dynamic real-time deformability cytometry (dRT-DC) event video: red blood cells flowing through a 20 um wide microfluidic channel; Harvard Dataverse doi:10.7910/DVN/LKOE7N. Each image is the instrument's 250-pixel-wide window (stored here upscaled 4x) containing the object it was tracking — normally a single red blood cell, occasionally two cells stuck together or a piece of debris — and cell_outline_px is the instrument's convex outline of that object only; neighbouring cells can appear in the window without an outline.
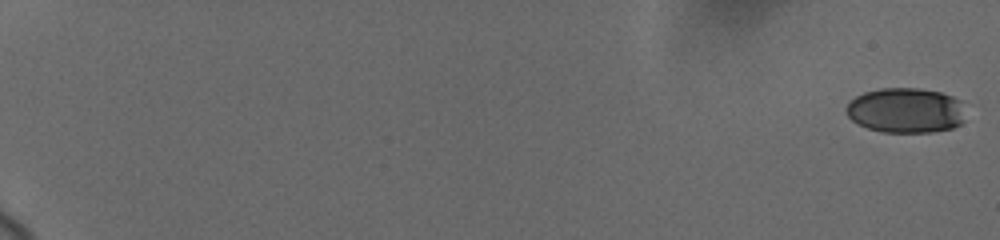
{"species": "human", "species_latin": "Homo sapiens", "temperature_condition": "cold", "stored_images_in_passage": 27, "camera_frame_rate_fps": 3000, "um_per_image_px": 0.085, "donor": {"sex": "female"}, "frame": {"image": 1, "passage_image": 1, "time_ms": 0.0, "image_size_px": [1000, 240], "cell_outline_px": [[960, 124], [952, 128], [932, 132], [884, 132], [868, 128], [852, 120], [848, 116], [848, 104], [856, 96], [864, 92], [880, 88], [920, 88], [940, 92], [952, 96], [960, 100]], "centroid_in_image_um": [76.95, 9.37], "position_along_channel_um": 8.1, "area_um2": 30.75}}
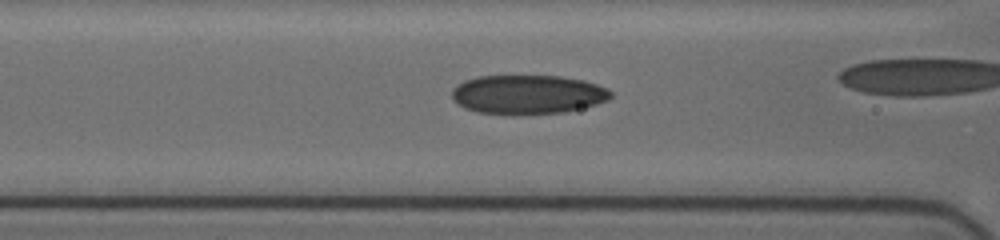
{"frame": {"image": 2, "passage_image": 14, "time_ms": 9.333, "image_size_px": [1000, 240], "cell_outline_px": [[612, 96], [608, 100], [596, 104], [564, 112], [516, 116], [512, 116], [480, 112], [464, 108], [452, 96], [452, 88], [464, 80], [480, 76], [560, 76], [584, 80], [608, 88], [612, 92]], "centroid_in_image_um": [44.87, 8.04], "position_along_channel_um": 121.7, "area_um2": 36.53}}
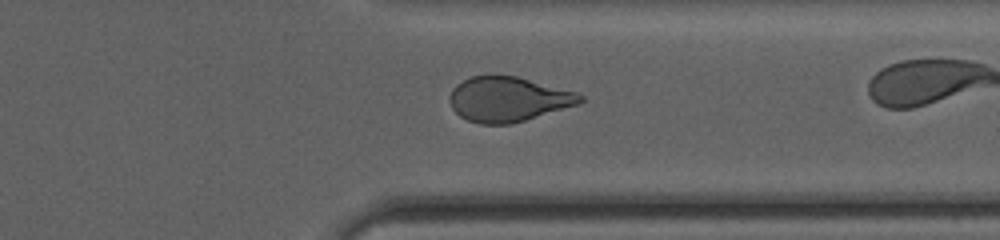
{"frame": {"image": 3, "passage_image": 25, "time_ms": 16.0, "image_size_px": [1000, 240], "cell_outline_px": [[584, 100], [580, 104], [512, 124], [480, 124], [468, 120], [460, 116], [452, 108], [448, 100], [448, 96], [452, 88], [456, 84], [472, 76], [492, 72], [516, 76], [576, 92], [584, 96]], "centroid_in_image_um": [43.16, 8.41], "position_along_channel_um": 368.2, "area_um2": 34.74}}